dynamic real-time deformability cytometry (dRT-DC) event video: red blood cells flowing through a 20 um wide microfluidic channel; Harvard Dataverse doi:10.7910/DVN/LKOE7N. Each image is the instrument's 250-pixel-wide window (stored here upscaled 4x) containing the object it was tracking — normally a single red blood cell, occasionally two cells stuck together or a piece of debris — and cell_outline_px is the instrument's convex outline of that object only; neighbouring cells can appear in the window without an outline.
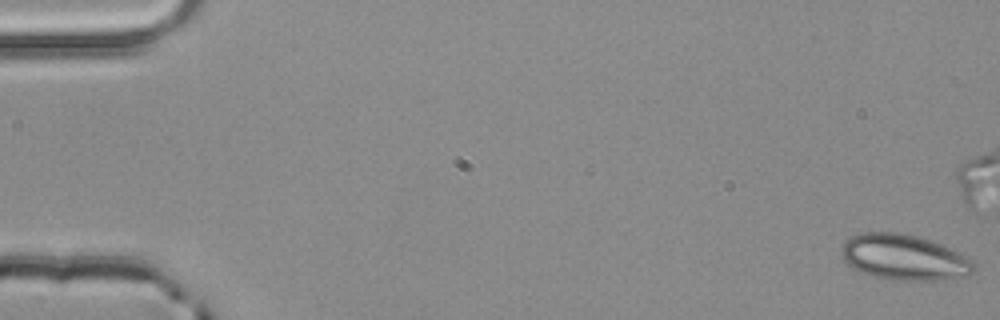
{"species": "common noctule bat (a hibernating species)", "species_latin": "Nyctalus noctula", "temperature_condition": "room temperature", "stored_images_in_passage": 5, "camera_frame_rate_fps": 3000, "um_per_image_px": 0.085, "animal": {"sex": "male", "body_mass_g": 20.4}, "frame": {"image": 1, "passage_image": 1, "time_ms": 0.0, "image_size_px": [1000, 320], "cell_outline_px": [[976, 268], [968, 276], [944, 280], [892, 280], [872, 276], [860, 272], [852, 268], [844, 260], [840, 252], [840, 248], [844, 240], [852, 236], [864, 232], [896, 232], [916, 236], [940, 244], [960, 252], [972, 260], [976, 264]], "centroid_in_image_um": [76.84, 21.88], "position_along_channel_um": 8.2, "area_um2": 35.55}}
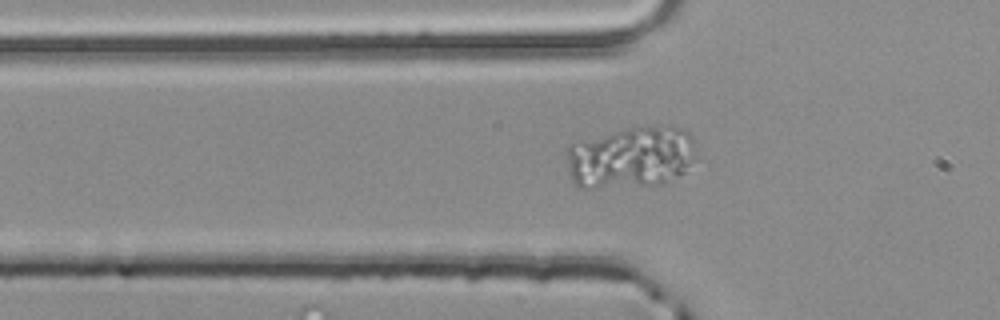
{"frame": {"image": 2, "passage_image": 5, "time_ms": 1.333, "image_size_px": [1000, 320], "cell_outline_px": [[700, 156], [684, 172], [664, 184], [596, 188], [580, 188], [572, 180], [568, 172], [564, 152], [572, 144], [628, 128], [644, 124], [672, 124], [684, 128], [692, 136]], "centroid_in_image_um": [53.72, 13.35], "position_along_channel_um": 72.1, "area_um2": 47.97}}